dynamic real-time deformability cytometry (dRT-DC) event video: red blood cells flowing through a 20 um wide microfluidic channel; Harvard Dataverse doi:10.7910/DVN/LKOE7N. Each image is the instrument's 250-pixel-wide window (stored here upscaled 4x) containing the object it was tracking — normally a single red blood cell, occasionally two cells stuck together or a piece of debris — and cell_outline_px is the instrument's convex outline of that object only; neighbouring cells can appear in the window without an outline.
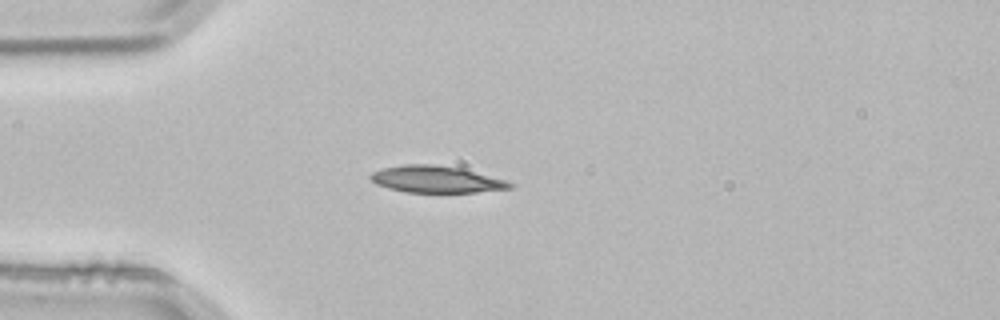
{"species": "common noctule bat (a hibernating species)", "species_latin": "Nyctalus noctula", "temperature_condition": "room temperature", "stored_images_in_passage": 2, "camera_frame_rate_fps": 3000, "um_per_image_px": 0.085, "animal": {"sex": "male", "body_mass_g": 21.5, "forearm_length_mm": 52.0}, "frame": {"image": 1, "passage_image": 2, "time_ms": 0.333, "image_size_px": [1000, 320], "cell_outline_px": [[516, 188], [476, 192], [404, 192], [388, 188], [376, 184], [368, 176], [372, 172], [380, 168], [408, 164], [432, 164], [460, 168], [504, 180], [516, 184]], "centroid_in_image_um": [37.06, 15.25], "position_along_channel_um": 47.9, "area_um2": 21.73}}